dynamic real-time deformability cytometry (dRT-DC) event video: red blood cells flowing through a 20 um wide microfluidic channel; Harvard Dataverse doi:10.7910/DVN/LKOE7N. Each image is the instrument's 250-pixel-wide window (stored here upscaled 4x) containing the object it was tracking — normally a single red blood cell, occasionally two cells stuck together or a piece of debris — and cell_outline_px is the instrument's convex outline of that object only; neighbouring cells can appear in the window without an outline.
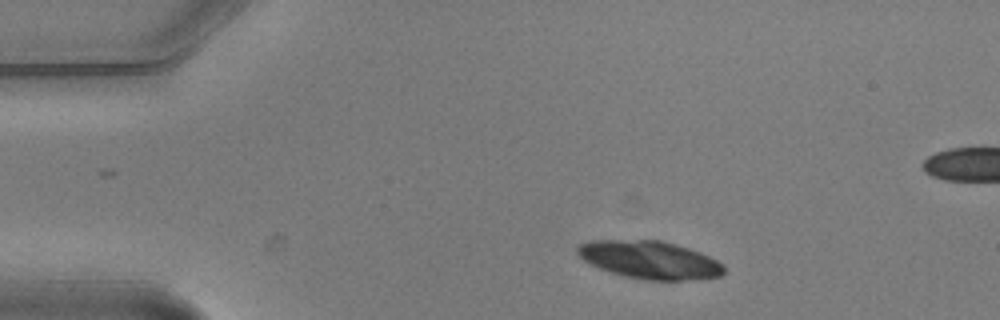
{"species": "common noctule bat (a hibernating species)", "species_latin": "Nyctalus noctula", "temperature_condition": "warm", "stored_images_in_passage": 4, "camera_frame_rate_fps": 3000, "um_per_image_px": 0.085, "animal": {"sex": "male", "body_mass_g": 20.5, "forearm_length_mm": 52.5}, "frame": {"image": 1, "passage_image": 1, "time_ms": 0.0, "image_size_px": [1000, 320], "cell_outline_px": [[724, 272], [720, 276], [680, 280], [644, 280], [624, 276], [600, 268], [584, 260], [576, 252], [576, 248], [580, 244], [588, 240], [660, 240], [688, 248], [700, 252], [716, 260], [724, 268]], "centroid_in_image_um": [55.18, 22.08], "position_along_channel_um": 29.8, "area_um2": 31.91}}